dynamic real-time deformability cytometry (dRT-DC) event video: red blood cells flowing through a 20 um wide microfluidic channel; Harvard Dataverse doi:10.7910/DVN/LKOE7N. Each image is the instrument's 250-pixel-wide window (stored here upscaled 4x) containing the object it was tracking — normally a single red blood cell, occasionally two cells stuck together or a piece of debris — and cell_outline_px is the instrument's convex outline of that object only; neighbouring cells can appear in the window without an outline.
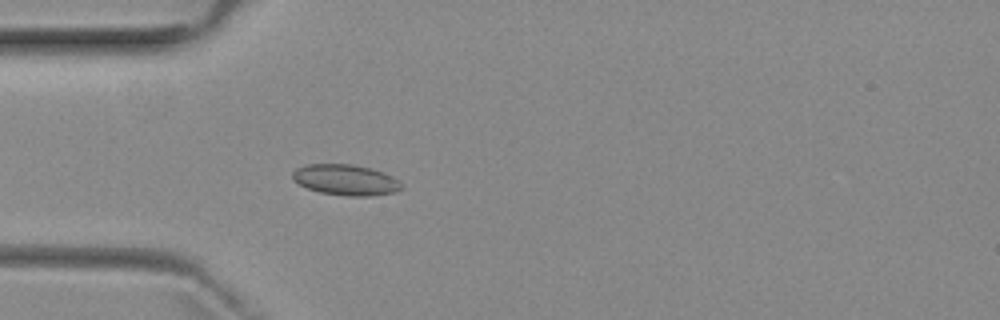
{"species": "common noctule bat (a hibernating species)", "species_latin": "Nyctalus noctula", "temperature_condition": "room temperature", "stored_images_in_passage": 5, "camera_frame_rate_fps": 3000, "um_per_image_px": 0.085, "animal": {"sex": "female", "body_mass_g": 29.2, "forearm_length_mm": 56.3}, "frame": {"image": 1, "passage_image": 5, "time_ms": 4.667, "image_size_px": [1000, 320], "cell_outline_px": [[404, 188], [396, 192], [372, 196], [348, 196], [320, 192], [308, 188], [292, 180], [292, 172], [296, 168], [304, 164], [352, 164], [372, 168], [384, 172], [392, 176], [404, 184]], "centroid_in_image_um": [29.42, 15.28], "position_along_channel_um": 55.6, "area_um2": 19.83}}